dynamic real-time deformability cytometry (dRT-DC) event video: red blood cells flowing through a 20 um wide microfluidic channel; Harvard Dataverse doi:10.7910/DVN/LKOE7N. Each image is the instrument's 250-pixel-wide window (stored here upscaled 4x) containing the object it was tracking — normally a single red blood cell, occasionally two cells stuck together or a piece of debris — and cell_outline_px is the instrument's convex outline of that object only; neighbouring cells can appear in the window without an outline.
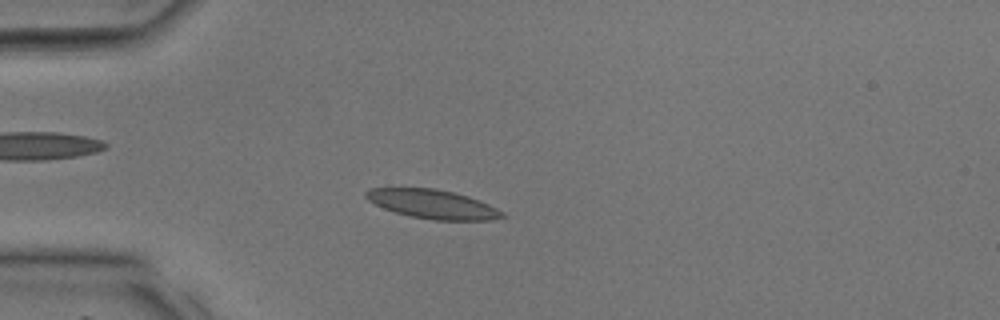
{"species": "common noctule bat (a hibernating species)", "species_latin": "Nyctalus noctula", "temperature_condition": "room temperature", "stored_images_in_passage": 38, "camera_frame_rate_fps": 3000, "um_per_image_px": 0.085, "animal": {"sex": "male", "body_mass_g": 17.9, "forearm_length_mm": 54.2}, "frame": {"image": 1, "passage_image": 10, "time_ms": 3.0, "image_size_px": [1000, 320], "cell_outline_px": [[508, 216], [492, 220], [432, 220], [412, 216], [396, 212], [384, 208], [368, 200], [364, 196], [364, 192], [368, 188], [436, 188], [468, 196], [488, 204], [504, 212]], "centroid_in_image_um": [36.79, 17.35], "position_along_channel_um": 48.2, "area_um2": 22.95}}
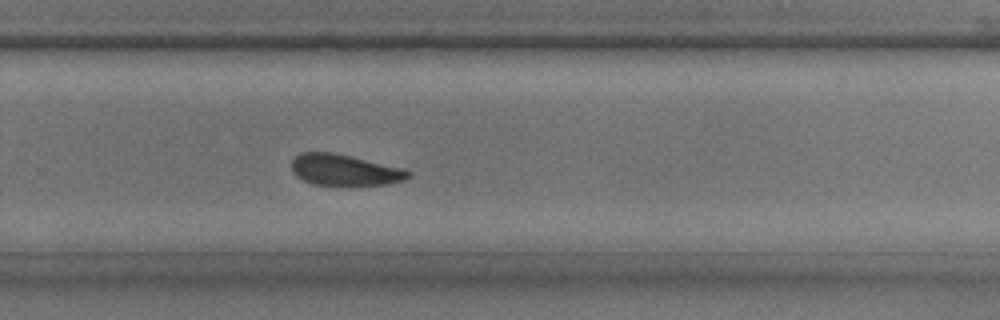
{"frame": {"image": 2, "passage_image": 25, "time_ms": 8.0, "image_size_px": [1000, 320], "cell_outline_px": [[412, 176], [404, 180], [388, 184], [352, 188], [312, 184], [296, 176], [292, 172], [292, 160], [300, 152], [332, 152], [408, 168], [412, 172]], "centroid_in_image_um": [29.38, 14.49], "position_along_channel_um": 300.4, "area_um2": 22.37}}
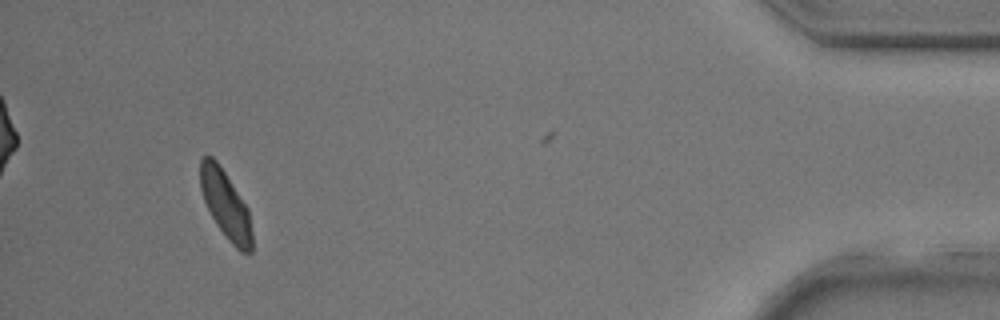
{"frame": {"image": 3, "passage_image": 35, "time_ms": 11.333, "image_size_px": [1000, 320], "cell_outline_px": [[252, 252], [240, 252], [228, 240], [216, 224], [204, 200], [200, 188], [200, 160], [204, 156], [212, 156], [216, 160], [248, 208], [252, 232]], "centroid_in_image_um": [19.18, 17.41], "position_along_channel_um": 416.0, "area_um2": 20.23}}